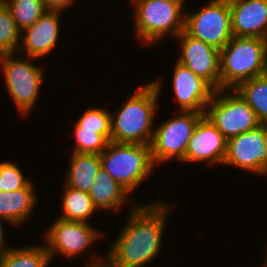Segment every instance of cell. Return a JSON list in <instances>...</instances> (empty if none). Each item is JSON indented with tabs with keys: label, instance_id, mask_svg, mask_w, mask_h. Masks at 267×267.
<instances>
[{
	"label": "cell",
	"instance_id": "1",
	"mask_svg": "<svg viewBox=\"0 0 267 267\" xmlns=\"http://www.w3.org/2000/svg\"><path fill=\"white\" fill-rule=\"evenodd\" d=\"M175 206L159 199L147 204L131 205L124 227L106 254L100 256L91 252L85 267L149 266L164 247L162 237Z\"/></svg>",
	"mask_w": 267,
	"mask_h": 267
},
{
	"label": "cell",
	"instance_id": "2",
	"mask_svg": "<svg viewBox=\"0 0 267 267\" xmlns=\"http://www.w3.org/2000/svg\"><path fill=\"white\" fill-rule=\"evenodd\" d=\"M156 79L136 88L122 107L116 113H111L112 142L150 145L163 87L161 76Z\"/></svg>",
	"mask_w": 267,
	"mask_h": 267
},
{
	"label": "cell",
	"instance_id": "3",
	"mask_svg": "<svg viewBox=\"0 0 267 267\" xmlns=\"http://www.w3.org/2000/svg\"><path fill=\"white\" fill-rule=\"evenodd\" d=\"M187 0H146L132 5L133 31L140 46L149 47L166 38H176L184 30Z\"/></svg>",
	"mask_w": 267,
	"mask_h": 267
},
{
	"label": "cell",
	"instance_id": "4",
	"mask_svg": "<svg viewBox=\"0 0 267 267\" xmlns=\"http://www.w3.org/2000/svg\"><path fill=\"white\" fill-rule=\"evenodd\" d=\"M267 73V39L237 37L220 50V89H235L241 82Z\"/></svg>",
	"mask_w": 267,
	"mask_h": 267
},
{
	"label": "cell",
	"instance_id": "5",
	"mask_svg": "<svg viewBox=\"0 0 267 267\" xmlns=\"http://www.w3.org/2000/svg\"><path fill=\"white\" fill-rule=\"evenodd\" d=\"M100 158L101 167L132 197L135 189L156 169L148 144L109 141Z\"/></svg>",
	"mask_w": 267,
	"mask_h": 267
},
{
	"label": "cell",
	"instance_id": "6",
	"mask_svg": "<svg viewBox=\"0 0 267 267\" xmlns=\"http://www.w3.org/2000/svg\"><path fill=\"white\" fill-rule=\"evenodd\" d=\"M18 55L17 52L0 54L2 67L0 69L3 72L2 77L4 76L8 94L13 99L15 107L17 106V110L20 111V116H24L26 119L39 99L43 80H45L43 77L45 69L40 64H34L37 59L29 56L19 58ZM34 60L35 62H33Z\"/></svg>",
	"mask_w": 267,
	"mask_h": 267
},
{
	"label": "cell",
	"instance_id": "7",
	"mask_svg": "<svg viewBox=\"0 0 267 267\" xmlns=\"http://www.w3.org/2000/svg\"><path fill=\"white\" fill-rule=\"evenodd\" d=\"M178 114L154 128L150 150L156 167L167 161L181 162L185 158L189 140L205 112L179 111Z\"/></svg>",
	"mask_w": 267,
	"mask_h": 267
},
{
	"label": "cell",
	"instance_id": "8",
	"mask_svg": "<svg viewBox=\"0 0 267 267\" xmlns=\"http://www.w3.org/2000/svg\"><path fill=\"white\" fill-rule=\"evenodd\" d=\"M205 115L227 140L261 124L255 111L235 89L215 90Z\"/></svg>",
	"mask_w": 267,
	"mask_h": 267
},
{
	"label": "cell",
	"instance_id": "9",
	"mask_svg": "<svg viewBox=\"0 0 267 267\" xmlns=\"http://www.w3.org/2000/svg\"><path fill=\"white\" fill-rule=\"evenodd\" d=\"M49 227L42 238L51 262L59 255L71 260L80 255L82 257L106 233L94 228L91 223L68 221L59 217Z\"/></svg>",
	"mask_w": 267,
	"mask_h": 267
},
{
	"label": "cell",
	"instance_id": "10",
	"mask_svg": "<svg viewBox=\"0 0 267 267\" xmlns=\"http://www.w3.org/2000/svg\"><path fill=\"white\" fill-rule=\"evenodd\" d=\"M184 31L221 50L233 37L228 0H211L195 13L185 11Z\"/></svg>",
	"mask_w": 267,
	"mask_h": 267
},
{
	"label": "cell",
	"instance_id": "11",
	"mask_svg": "<svg viewBox=\"0 0 267 267\" xmlns=\"http://www.w3.org/2000/svg\"><path fill=\"white\" fill-rule=\"evenodd\" d=\"M252 172L255 175L267 176V153L264 146L263 123L257 128L244 132L227 140V151L223 162Z\"/></svg>",
	"mask_w": 267,
	"mask_h": 267
},
{
	"label": "cell",
	"instance_id": "12",
	"mask_svg": "<svg viewBox=\"0 0 267 267\" xmlns=\"http://www.w3.org/2000/svg\"><path fill=\"white\" fill-rule=\"evenodd\" d=\"M175 39L180 42L181 50L177 61L205 79L215 90L220 89V50L184 30Z\"/></svg>",
	"mask_w": 267,
	"mask_h": 267
},
{
	"label": "cell",
	"instance_id": "13",
	"mask_svg": "<svg viewBox=\"0 0 267 267\" xmlns=\"http://www.w3.org/2000/svg\"><path fill=\"white\" fill-rule=\"evenodd\" d=\"M227 139L204 115L197 123L189 140L185 158L181 163H204L221 165L226 156Z\"/></svg>",
	"mask_w": 267,
	"mask_h": 267
},
{
	"label": "cell",
	"instance_id": "14",
	"mask_svg": "<svg viewBox=\"0 0 267 267\" xmlns=\"http://www.w3.org/2000/svg\"><path fill=\"white\" fill-rule=\"evenodd\" d=\"M173 67L172 89L178 111L205 112L215 89L203 78L176 61Z\"/></svg>",
	"mask_w": 267,
	"mask_h": 267
},
{
	"label": "cell",
	"instance_id": "15",
	"mask_svg": "<svg viewBox=\"0 0 267 267\" xmlns=\"http://www.w3.org/2000/svg\"><path fill=\"white\" fill-rule=\"evenodd\" d=\"M62 12L46 11L35 23L21 31L19 56L43 59L57 47L61 31L60 16Z\"/></svg>",
	"mask_w": 267,
	"mask_h": 267
},
{
	"label": "cell",
	"instance_id": "16",
	"mask_svg": "<svg viewBox=\"0 0 267 267\" xmlns=\"http://www.w3.org/2000/svg\"><path fill=\"white\" fill-rule=\"evenodd\" d=\"M233 36L267 39V0H228Z\"/></svg>",
	"mask_w": 267,
	"mask_h": 267
},
{
	"label": "cell",
	"instance_id": "17",
	"mask_svg": "<svg viewBox=\"0 0 267 267\" xmlns=\"http://www.w3.org/2000/svg\"><path fill=\"white\" fill-rule=\"evenodd\" d=\"M34 182L32 180L26 187L12 192L0 191V218L7 221L8 225L21 226L31 219L39 198Z\"/></svg>",
	"mask_w": 267,
	"mask_h": 267
},
{
	"label": "cell",
	"instance_id": "18",
	"mask_svg": "<svg viewBox=\"0 0 267 267\" xmlns=\"http://www.w3.org/2000/svg\"><path fill=\"white\" fill-rule=\"evenodd\" d=\"M94 206L100 212L109 210L118 212L121 211L122 206L137 205L138 200L131 199L132 197L126 190H124L102 167L98 170L94 183L89 191ZM130 200V201H129ZM136 200L134 203V201ZM126 204V205H125Z\"/></svg>",
	"mask_w": 267,
	"mask_h": 267
},
{
	"label": "cell",
	"instance_id": "19",
	"mask_svg": "<svg viewBox=\"0 0 267 267\" xmlns=\"http://www.w3.org/2000/svg\"><path fill=\"white\" fill-rule=\"evenodd\" d=\"M71 154L64 185L89 193L101 168L100 155L76 152Z\"/></svg>",
	"mask_w": 267,
	"mask_h": 267
},
{
	"label": "cell",
	"instance_id": "20",
	"mask_svg": "<svg viewBox=\"0 0 267 267\" xmlns=\"http://www.w3.org/2000/svg\"><path fill=\"white\" fill-rule=\"evenodd\" d=\"M61 202V216L59 218L68 221L90 223V217L98 211L88 192L67 187L66 185L62 193Z\"/></svg>",
	"mask_w": 267,
	"mask_h": 267
},
{
	"label": "cell",
	"instance_id": "21",
	"mask_svg": "<svg viewBox=\"0 0 267 267\" xmlns=\"http://www.w3.org/2000/svg\"><path fill=\"white\" fill-rule=\"evenodd\" d=\"M50 262L46 247L41 243L13 246L0 257V267H48Z\"/></svg>",
	"mask_w": 267,
	"mask_h": 267
},
{
	"label": "cell",
	"instance_id": "22",
	"mask_svg": "<svg viewBox=\"0 0 267 267\" xmlns=\"http://www.w3.org/2000/svg\"><path fill=\"white\" fill-rule=\"evenodd\" d=\"M235 90L255 111L259 122H267V73L241 82Z\"/></svg>",
	"mask_w": 267,
	"mask_h": 267
},
{
	"label": "cell",
	"instance_id": "23",
	"mask_svg": "<svg viewBox=\"0 0 267 267\" xmlns=\"http://www.w3.org/2000/svg\"><path fill=\"white\" fill-rule=\"evenodd\" d=\"M10 10L14 22L22 31L35 23L47 10L42 0H2Z\"/></svg>",
	"mask_w": 267,
	"mask_h": 267
},
{
	"label": "cell",
	"instance_id": "24",
	"mask_svg": "<svg viewBox=\"0 0 267 267\" xmlns=\"http://www.w3.org/2000/svg\"><path fill=\"white\" fill-rule=\"evenodd\" d=\"M111 112L108 108L90 107L75 121L81 130L94 131L111 141Z\"/></svg>",
	"mask_w": 267,
	"mask_h": 267
},
{
	"label": "cell",
	"instance_id": "25",
	"mask_svg": "<svg viewBox=\"0 0 267 267\" xmlns=\"http://www.w3.org/2000/svg\"><path fill=\"white\" fill-rule=\"evenodd\" d=\"M21 30L14 22L7 5L0 0V54L16 53L20 45Z\"/></svg>",
	"mask_w": 267,
	"mask_h": 267
},
{
	"label": "cell",
	"instance_id": "26",
	"mask_svg": "<svg viewBox=\"0 0 267 267\" xmlns=\"http://www.w3.org/2000/svg\"><path fill=\"white\" fill-rule=\"evenodd\" d=\"M73 136L75 141L72 152L85 153V154H101L108 141L99 133L94 131L81 130L76 124L73 126Z\"/></svg>",
	"mask_w": 267,
	"mask_h": 267
},
{
	"label": "cell",
	"instance_id": "27",
	"mask_svg": "<svg viewBox=\"0 0 267 267\" xmlns=\"http://www.w3.org/2000/svg\"><path fill=\"white\" fill-rule=\"evenodd\" d=\"M17 162H0V191L12 192L26 187L31 181V177H26L21 171Z\"/></svg>",
	"mask_w": 267,
	"mask_h": 267
},
{
	"label": "cell",
	"instance_id": "28",
	"mask_svg": "<svg viewBox=\"0 0 267 267\" xmlns=\"http://www.w3.org/2000/svg\"><path fill=\"white\" fill-rule=\"evenodd\" d=\"M47 11L64 12L65 9L72 8L76 0H42Z\"/></svg>",
	"mask_w": 267,
	"mask_h": 267
},
{
	"label": "cell",
	"instance_id": "29",
	"mask_svg": "<svg viewBox=\"0 0 267 267\" xmlns=\"http://www.w3.org/2000/svg\"><path fill=\"white\" fill-rule=\"evenodd\" d=\"M2 222L8 223L7 221L3 220L2 218H0V257H2L5 253H7L9 251V249L11 247L8 246V244L6 245L5 240V233H4V224Z\"/></svg>",
	"mask_w": 267,
	"mask_h": 267
},
{
	"label": "cell",
	"instance_id": "30",
	"mask_svg": "<svg viewBox=\"0 0 267 267\" xmlns=\"http://www.w3.org/2000/svg\"><path fill=\"white\" fill-rule=\"evenodd\" d=\"M264 146L267 153V122L263 123Z\"/></svg>",
	"mask_w": 267,
	"mask_h": 267
},
{
	"label": "cell",
	"instance_id": "31",
	"mask_svg": "<svg viewBox=\"0 0 267 267\" xmlns=\"http://www.w3.org/2000/svg\"><path fill=\"white\" fill-rule=\"evenodd\" d=\"M266 253H264L265 254V261L263 262L264 264H263V266L262 267H267V247H266V249L264 250Z\"/></svg>",
	"mask_w": 267,
	"mask_h": 267
},
{
	"label": "cell",
	"instance_id": "32",
	"mask_svg": "<svg viewBox=\"0 0 267 267\" xmlns=\"http://www.w3.org/2000/svg\"><path fill=\"white\" fill-rule=\"evenodd\" d=\"M130 1H131V2H130L131 5H132V4L136 3V2H141V1H146V0H130Z\"/></svg>",
	"mask_w": 267,
	"mask_h": 267
}]
</instances>
